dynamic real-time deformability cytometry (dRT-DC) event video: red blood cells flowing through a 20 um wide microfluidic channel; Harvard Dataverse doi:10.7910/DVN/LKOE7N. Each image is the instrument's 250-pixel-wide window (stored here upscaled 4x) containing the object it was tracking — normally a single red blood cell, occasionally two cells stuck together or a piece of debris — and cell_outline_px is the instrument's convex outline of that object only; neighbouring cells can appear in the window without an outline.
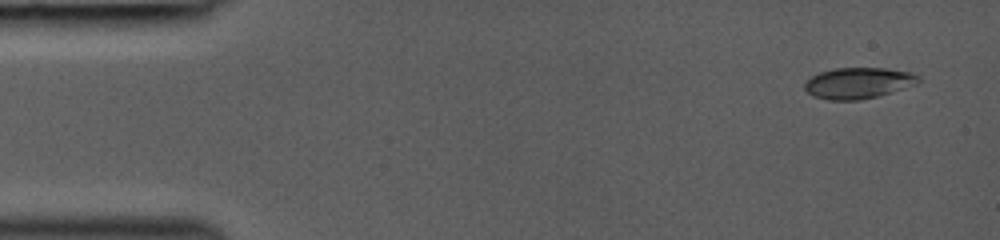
{"species": "common noctule bat (a hibernating species)", "species_latin": "Nyctalus noctula", "temperature_condition": "room temperature", "stored_images_in_passage": 42, "camera_frame_rate_fps": 3000, "um_per_image_px": 0.085, "animal": {"sex": "female", "body_mass_g": 19.0, "forearm_length_mm": 53.3}, "frame": {"image": 1, "passage_image": 1, "time_ms": 0.0, "image_size_px": [1000, 240], "cell_outline_px": [[920, 80], [916, 84], [892, 92], [860, 100], [828, 100], [812, 96], [804, 88], [804, 84], [812, 76], [820, 72], [836, 68], [888, 68], [912, 72], [920, 76]], "centroid_in_image_um": [72.97, 7.05], "position_along_channel_um": 12.0, "area_um2": 20.63}}
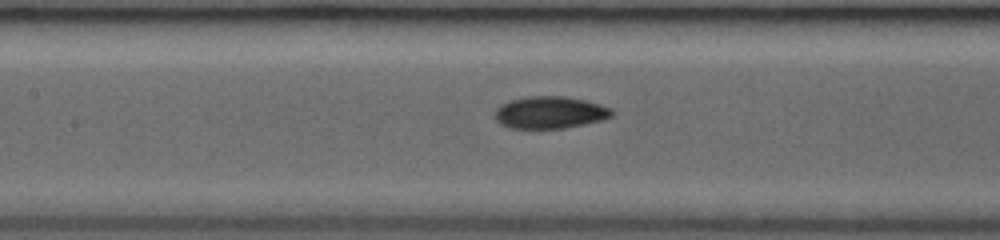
{"frame": {"image": 2, "passage_image": 19, "time_ms": 6.0, "image_size_px": [1000, 240], "cell_outline_px": [[616, 112], [612, 116], [600, 120], [584, 124], [564, 128], [508, 128], [500, 124], [496, 120], [496, 108], [500, 104], [508, 100], [528, 96], [564, 96], [588, 100], [612, 108]], "centroid_in_image_um": [46.76, 9.55], "position_along_channel_um": 160.6, "area_um2": 22.14}}
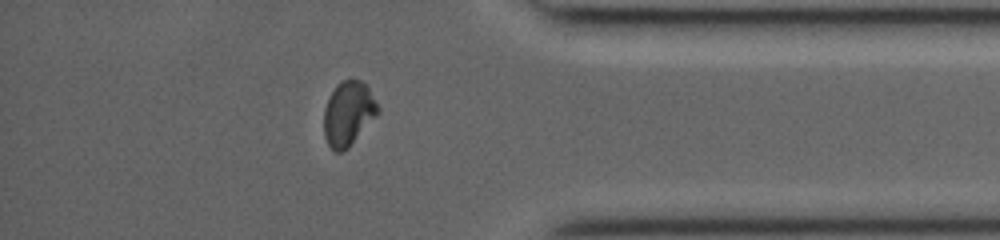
{"frame": {"image": 3, "passage_image": 36, "time_ms": 11.667, "image_size_px": [1000, 240], "cell_outline_px": [[380, 112], [348, 148], [340, 152], [336, 152], [328, 144], [324, 136], [324, 108], [336, 84], [344, 80], [360, 80], [368, 88], [380, 108]], "centroid_in_image_um": [29.61, 9.66], "position_along_channel_um": 405.6, "area_um2": 20.06}}